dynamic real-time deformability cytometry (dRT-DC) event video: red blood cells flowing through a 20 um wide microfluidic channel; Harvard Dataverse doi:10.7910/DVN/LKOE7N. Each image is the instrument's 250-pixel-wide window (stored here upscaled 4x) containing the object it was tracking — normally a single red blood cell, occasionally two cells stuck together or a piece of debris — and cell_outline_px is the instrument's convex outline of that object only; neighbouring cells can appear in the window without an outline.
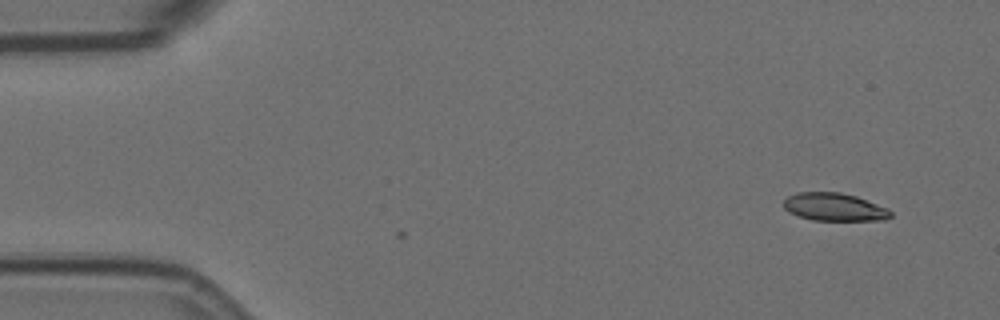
{"species": "Egyptian fruit bat (a non-hibernating species)", "species_latin": "Rousettus aegyptiacus", "temperature_condition": "room temperature", "stored_images_in_passage": 2, "camera_frame_rate_fps": 3000, "um_per_image_px": 0.085, "animal": {"sex": "female"}, "frame": {"image": 1, "passage_image": 2, "time_ms": 1.0, "image_size_px": [1000, 320], "cell_outline_px": [[892, 216], [884, 220], [812, 220], [788, 212], [784, 208], [784, 200], [788, 196], [796, 192], [840, 192], [856, 196], [888, 208], [892, 212]], "centroid_in_image_um": [70.92, 17.59], "position_along_channel_um": 14.1, "area_um2": 17.4}}